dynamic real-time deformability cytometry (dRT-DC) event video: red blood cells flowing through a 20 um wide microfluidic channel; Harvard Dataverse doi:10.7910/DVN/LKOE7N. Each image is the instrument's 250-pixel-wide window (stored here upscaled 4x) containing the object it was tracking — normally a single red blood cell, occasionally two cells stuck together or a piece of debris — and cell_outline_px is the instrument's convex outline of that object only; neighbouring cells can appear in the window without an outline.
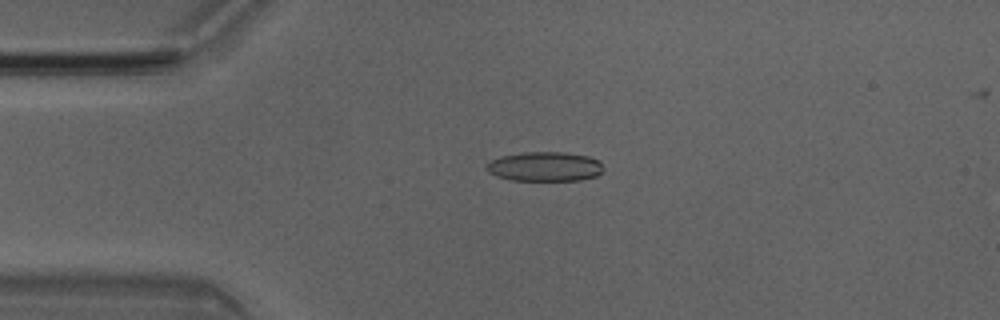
{"species": "Egyptian fruit bat (a non-hibernating species)", "species_latin": "Rousettus aegyptiacus", "temperature_condition": "room temperature", "stored_images_in_passage": 3, "camera_frame_rate_fps": 3000, "um_per_image_px": 0.085, "animal": {"sex": "male"}, "frame": {"image": 1, "passage_image": 2, "time_ms": 0.333, "image_size_px": [1000, 320], "cell_outline_px": [[604, 168], [596, 176], [580, 180], [512, 180], [496, 176], [488, 172], [484, 164], [500, 156], [524, 152], [564, 152], [588, 156], [600, 160]], "centroid_in_image_um": [46.3, 14.15], "position_along_channel_um": 38.7, "area_um2": 20.17}}